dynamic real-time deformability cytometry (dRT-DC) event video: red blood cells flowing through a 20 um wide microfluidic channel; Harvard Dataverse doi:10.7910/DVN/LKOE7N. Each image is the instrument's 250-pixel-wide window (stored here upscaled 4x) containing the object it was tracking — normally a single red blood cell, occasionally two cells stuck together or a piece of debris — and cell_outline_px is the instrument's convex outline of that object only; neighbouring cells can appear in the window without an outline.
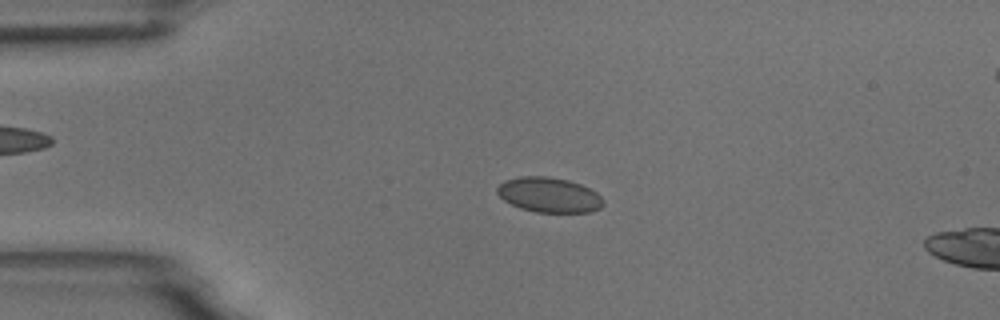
{"species": "common noctule bat (a hibernating species)", "species_latin": "Nyctalus noctula", "temperature_condition": "room temperature", "stored_images_in_passage": 16, "camera_frame_rate_fps": 3000, "um_per_image_px": 0.085, "animal": {"sex": "male", "body_mass_g": 18.8}, "frame": {"image": 1, "passage_image": 12, "time_ms": 3.667, "image_size_px": [1000, 320], "cell_outline_px": [[604, 204], [600, 208], [588, 212], [536, 212], [520, 208], [504, 200], [496, 192], [496, 188], [504, 180], [520, 176], [548, 176], [568, 180], [580, 184], [596, 192], [604, 200]], "centroid_in_image_um": [46.66, 16.56], "position_along_channel_um": 38.3, "area_um2": 21.62}}